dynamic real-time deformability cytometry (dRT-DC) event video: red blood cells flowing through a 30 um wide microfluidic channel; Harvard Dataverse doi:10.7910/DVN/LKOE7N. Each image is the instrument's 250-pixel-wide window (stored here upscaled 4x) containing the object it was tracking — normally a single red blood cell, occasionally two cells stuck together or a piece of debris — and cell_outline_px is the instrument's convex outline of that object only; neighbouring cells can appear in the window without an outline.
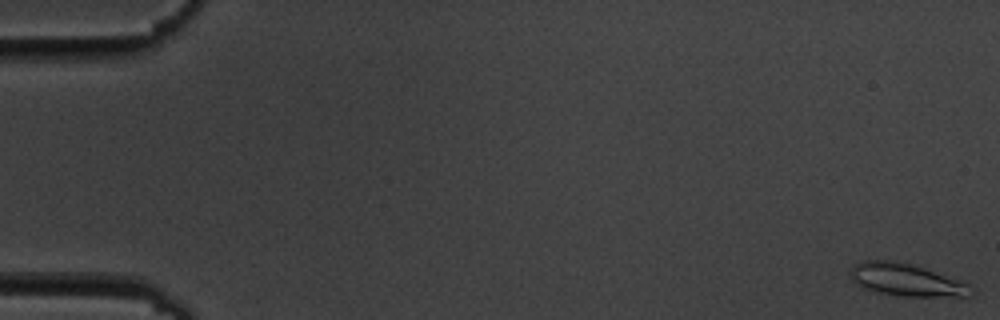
{"species": "common noctule bat (a hibernating species)", "species_latin": "Nyctalus noctula", "temperature_condition": "cold", "stored_images_in_passage": 56, "camera_frame_rate_fps": 3000, "um_per_image_px": 0.085, "animal": {"sex": "male", "body_mass_g": 19.5, "forearm_length_mm": 54.6}, "frame": {"image": 1, "passage_image": 1, "time_ms": 0.0, "image_size_px": [1000, 320], "cell_outline_px": [[972, 296], [900, 296], [872, 292], [856, 284], [848, 276], [848, 272], [852, 264], [864, 260], [896, 260], [912, 264], [960, 280], [968, 284]], "centroid_in_image_um": [76.92, 23.77], "position_along_channel_um": 8.1, "area_um2": 23.06}}
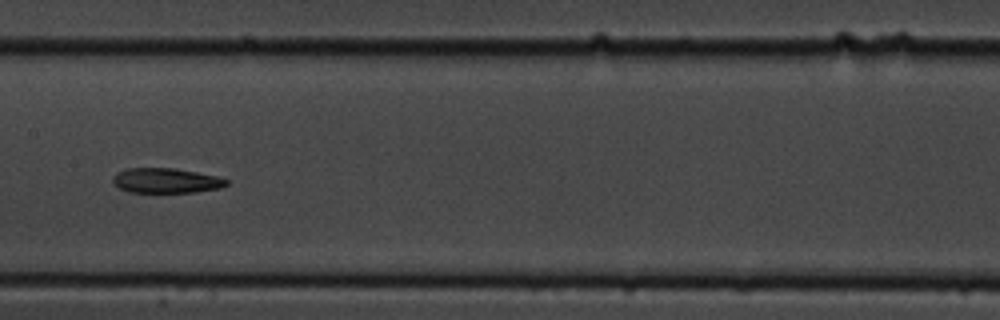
{"frame": {"image": 2, "passage_image": 29, "time_ms": 9.333, "image_size_px": [1000, 320], "cell_outline_px": [[228, 184], [220, 188], [196, 192], [128, 192], [120, 188], [112, 180], [112, 176], [116, 172], [124, 168], [176, 168], [216, 176], [228, 180]], "centroid_in_image_um": [14.09, 15.34], "position_along_channel_um": 193.3, "area_um2": 16.53}}
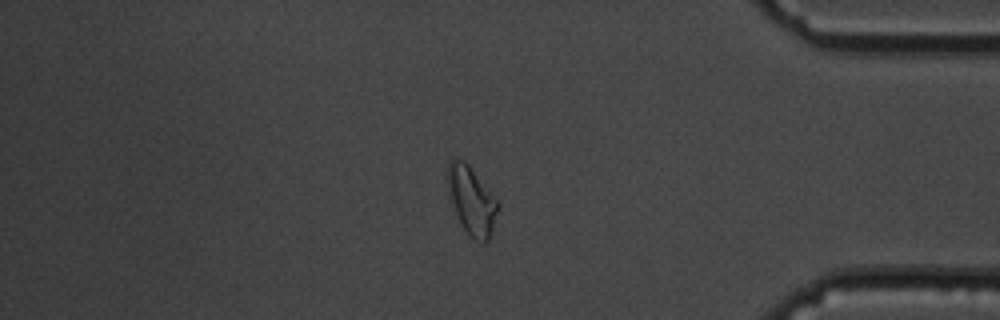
{"frame": {"image": 3, "passage_image": 48, "time_ms": 15.667, "image_size_px": [1000, 320], "cell_outline_px": [[500, 204], [488, 240], [484, 244], [480, 244], [468, 236], [456, 212], [452, 200], [448, 184], [448, 160], [456, 156], [464, 160], [468, 164], [496, 196]], "centroid_in_image_um": [40.12, 17.02], "position_along_channel_um": 395.1, "area_um2": 19.88}}